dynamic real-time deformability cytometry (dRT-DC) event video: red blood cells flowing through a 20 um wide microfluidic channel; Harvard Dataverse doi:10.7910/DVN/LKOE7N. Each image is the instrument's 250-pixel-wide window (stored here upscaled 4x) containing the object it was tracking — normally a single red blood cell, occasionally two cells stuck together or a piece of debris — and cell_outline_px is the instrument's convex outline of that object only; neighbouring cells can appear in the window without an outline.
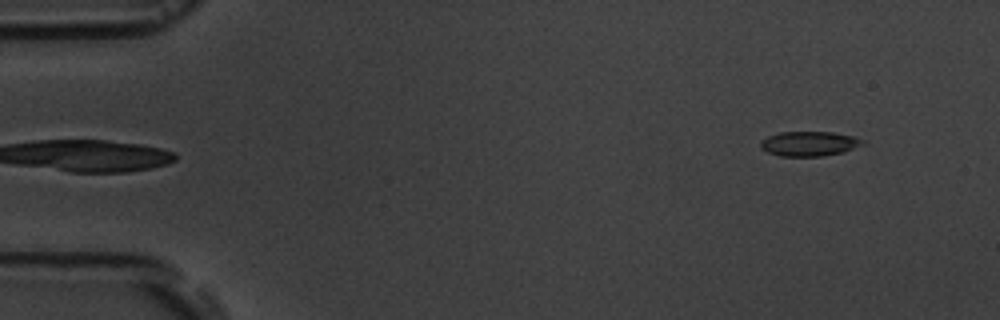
{"species": "common noctule bat (a hibernating species)", "species_latin": "Nyctalus noctula", "temperature_condition": "room temperature", "stored_images_in_passage": 3, "camera_frame_rate_fps": 3000, "um_per_image_px": 0.085, "animal": {"sex": "male", "body_mass_g": 19.5, "forearm_length_mm": 54.6}, "frame": {"image": 1, "passage_image": 3, "time_ms": 2.333, "image_size_px": [1000, 320], "cell_outline_px": [[868, 144], [844, 152], [820, 156], [780, 156], [768, 152], [760, 148], [760, 140], [768, 136], [780, 132], [832, 132], [856, 136], [864, 140]], "centroid_in_image_um": [68.84, 12.21], "position_along_channel_um": 16.2, "area_um2": 14.97}}